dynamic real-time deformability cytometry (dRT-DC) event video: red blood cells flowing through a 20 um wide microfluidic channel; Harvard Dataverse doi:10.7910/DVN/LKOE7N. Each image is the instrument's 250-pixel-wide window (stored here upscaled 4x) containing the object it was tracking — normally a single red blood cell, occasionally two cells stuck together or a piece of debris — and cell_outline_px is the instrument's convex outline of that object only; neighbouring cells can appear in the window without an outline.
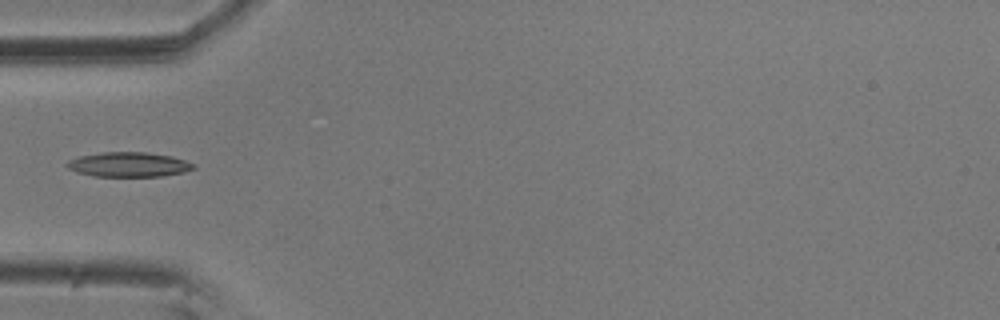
{"species": "common noctule bat (a hibernating species)", "species_latin": "Nyctalus noctula", "temperature_condition": "room temperature", "stored_images_in_passage": 6, "camera_frame_rate_fps": 3000, "um_per_image_px": 0.085, "animal": {"sex": "male", "body_mass_g": 20.5, "forearm_length_mm": 52.5}, "frame": {"image": 1, "passage_image": 1, "time_ms": 0.0, "image_size_px": [1000, 320], "cell_outline_px": [[196, 168], [184, 172], [160, 176], [92, 176], [68, 168], [64, 164], [68, 160], [80, 156], [104, 152], [144, 152], [172, 156], [196, 164]], "centroid_in_image_um": [10.96, 13.98], "position_along_channel_um": 74.0, "area_um2": 18.09}}
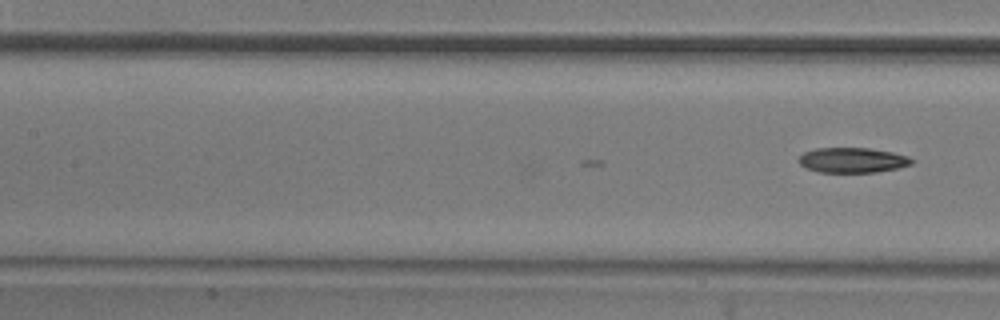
{"frame": {"image": 2, "passage_image": 6, "time_ms": 1.667, "image_size_px": [1000, 320], "cell_outline_px": [[912, 164], [900, 168], [876, 172], [820, 172], [804, 168], [796, 160], [804, 152], [816, 148], [868, 148], [892, 152], [908, 156], [912, 160]], "centroid_in_image_um": [72.43, 13.62], "position_along_channel_um": 135.0, "area_um2": 16.59}}